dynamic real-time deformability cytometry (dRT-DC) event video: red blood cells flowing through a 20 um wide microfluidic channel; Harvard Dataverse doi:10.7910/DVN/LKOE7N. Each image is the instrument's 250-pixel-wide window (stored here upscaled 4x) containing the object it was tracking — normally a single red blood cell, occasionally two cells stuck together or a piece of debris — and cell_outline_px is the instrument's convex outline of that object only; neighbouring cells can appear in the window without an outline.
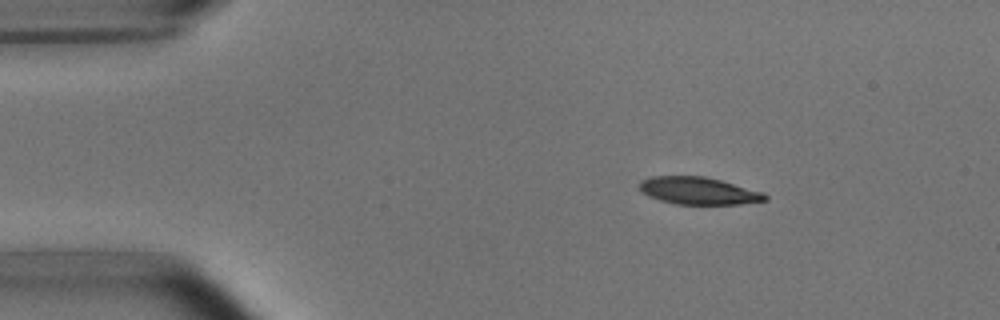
{"species": "common noctule bat (a hibernating species)", "species_latin": "Nyctalus noctula", "temperature_condition": "room temperature", "stored_images_in_passage": 3, "camera_frame_rate_fps": 3000, "um_per_image_px": 0.085, "animal": {"sex": "male", "body_mass_g": 15.6}, "frame": {"image": 1, "passage_image": 1, "time_ms": 0.0, "image_size_px": [1000, 320], "cell_outline_px": [[768, 200], [740, 204], [676, 204], [660, 200], [648, 196], [640, 188], [640, 180], [652, 176], [704, 176], [720, 180], [764, 192], [768, 196]], "centroid_in_image_um": [59.4, 16.22], "position_along_channel_um": 25.6, "area_um2": 19.94}}
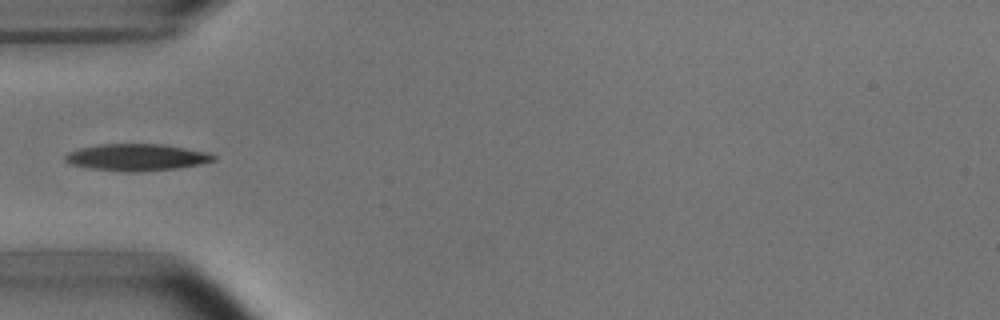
{"frame": {"image": 2, "passage_image": 3, "time_ms": 3.0, "image_size_px": [1000, 320], "cell_outline_px": [[216, 160], [200, 164], [176, 168], [136, 172], [128, 172], [92, 168], [72, 164], [64, 160], [64, 156], [68, 152], [80, 148], [100, 144], [164, 144], [208, 152], [216, 156]], "centroid_in_image_um": [11.64, 13.36], "position_along_channel_um": 73.4, "area_um2": 23.06}}